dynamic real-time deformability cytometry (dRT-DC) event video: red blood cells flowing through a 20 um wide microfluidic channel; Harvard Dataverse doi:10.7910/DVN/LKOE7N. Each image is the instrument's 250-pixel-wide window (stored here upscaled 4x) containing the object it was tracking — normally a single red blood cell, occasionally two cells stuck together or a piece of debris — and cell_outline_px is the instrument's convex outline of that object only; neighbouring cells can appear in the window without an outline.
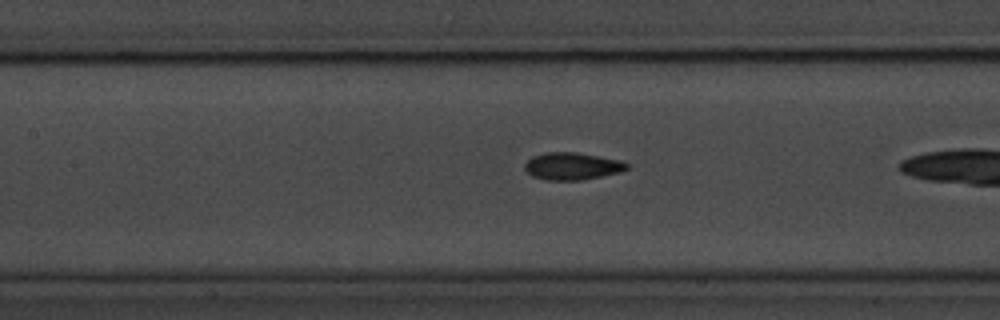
{"species": "common noctule bat (a hibernating species)", "species_latin": "Nyctalus noctula", "temperature_condition": "room temperature", "stored_images_in_passage": 38, "camera_frame_rate_fps": 3000, "um_per_image_px": 0.085, "animal": {"sex": "male", "body_mass_g": 20.1, "forearm_length_mm": 53.5}, "frame": {"image": 1, "passage_image": 22, "time_ms": 7.0, "image_size_px": [1000, 320], "cell_outline_px": [[628, 168], [620, 172], [580, 180], [544, 180], [532, 176], [524, 168], [524, 164], [532, 156], [548, 152], [576, 152], [620, 160], [628, 164]], "centroid_in_image_um": [48.6, 14.12], "position_along_channel_um": 158.8, "area_um2": 16.13}}
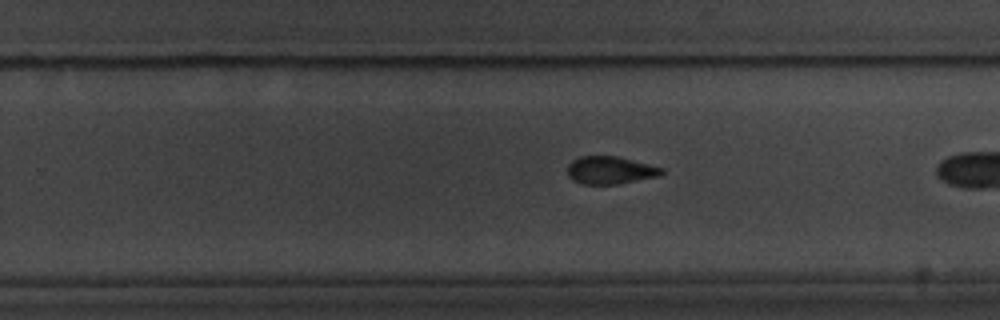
{"frame": {"image": 2, "passage_image": 32, "time_ms": 10.333, "image_size_px": [1000, 320], "cell_outline_px": [[664, 172], [660, 176], [616, 184], [584, 184], [572, 180], [568, 176], [568, 164], [572, 160], [580, 156], [616, 156], [664, 168]], "centroid_in_image_um": [51.86, 14.47], "position_along_channel_um": 277.9, "area_um2": 15.14}}